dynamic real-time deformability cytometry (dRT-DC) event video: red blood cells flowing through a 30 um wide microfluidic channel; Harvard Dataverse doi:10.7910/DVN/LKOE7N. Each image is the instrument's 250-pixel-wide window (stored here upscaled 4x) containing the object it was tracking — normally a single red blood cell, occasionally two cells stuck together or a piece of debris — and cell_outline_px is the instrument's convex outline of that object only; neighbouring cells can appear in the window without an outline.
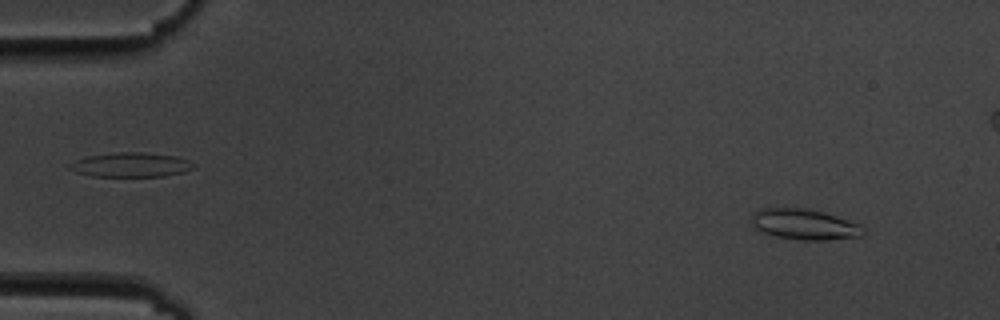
{"species": "common noctule bat (a hibernating species)", "species_latin": "Nyctalus noctula", "temperature_condition": "cold", "stored_images_in_passage": 53, "camera_frame_rate_fps": 3000, "um_per_image_px": 0.085, "animal": {"sex": "male", "body_mass_g": 19.5, "forearm_length_mm": 54.6}, "frame": {"image": 1, "passage_image": 5, "time_ms": 1.333, "image_size_px": [1000, 320], "cell_outline_px": [[864, 236], [824, 240], [800, 240], [776, 236], [752, 228], [752, 216], [760, 208], [784, 204], [824, 212], [860, 224], [864, 228]], "centroid_in_image_um": [68.33, 19.03], "position_along_channel_um": 16.7, "area_um2": 20.58}}
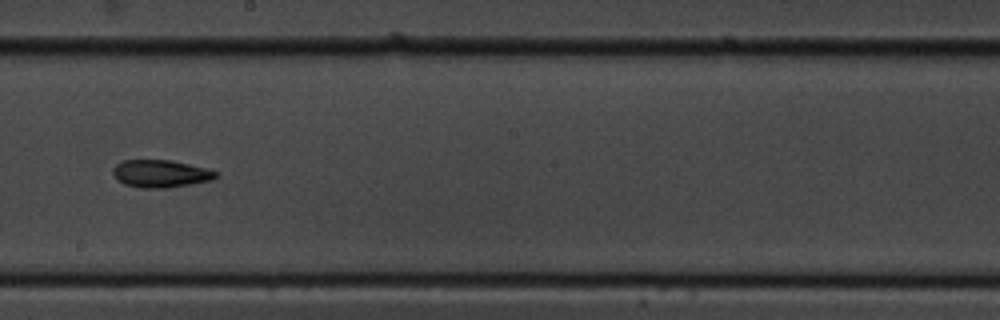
{"frame": {"image": 2, "passage_image": 32, "time_ms": 10.333, "image_size_px": [1000, 320], "cell_outline_px": [[216, 176], [212, 180], [168, 188], [140, 188], [124, 184], [116, 180], [112, 172], [112, 168], [116, 164], [124, 160], [172, 160], [204, 168], [216, 172]], "centroid_in_image_um": [13.58, 14.77], "position_along_channel_um": 234.6, "area_um2": 16.47}}
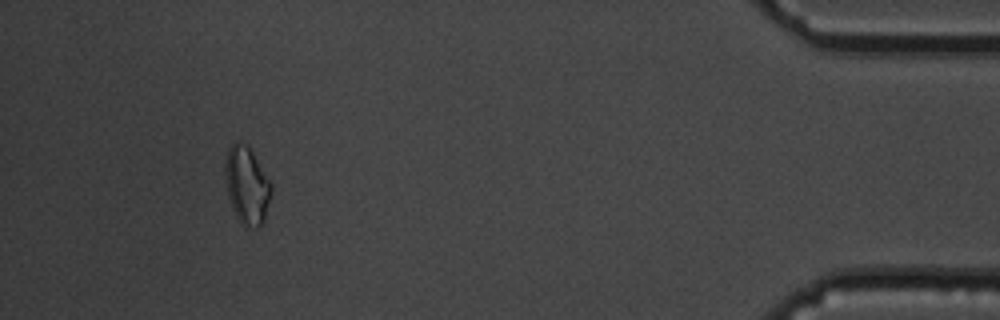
{"frame": {"image": 3, "passage_image": 52, "time_ms": 17.0, "image_size_px": [1000, 320], "cell_outline_px": [[272, 188], [264, 220], [256, 228], [244, 228], [240, 224], [232, 208], [228, 196], [224, 172], [224, 164], [228, 148], [236, 140], [240, 140], [248, 144], [272, 184]], "centroid_in_image_um": [20.96, 15.73], "position_along_channel_um": 414.2, "area_um2": 21.15}}